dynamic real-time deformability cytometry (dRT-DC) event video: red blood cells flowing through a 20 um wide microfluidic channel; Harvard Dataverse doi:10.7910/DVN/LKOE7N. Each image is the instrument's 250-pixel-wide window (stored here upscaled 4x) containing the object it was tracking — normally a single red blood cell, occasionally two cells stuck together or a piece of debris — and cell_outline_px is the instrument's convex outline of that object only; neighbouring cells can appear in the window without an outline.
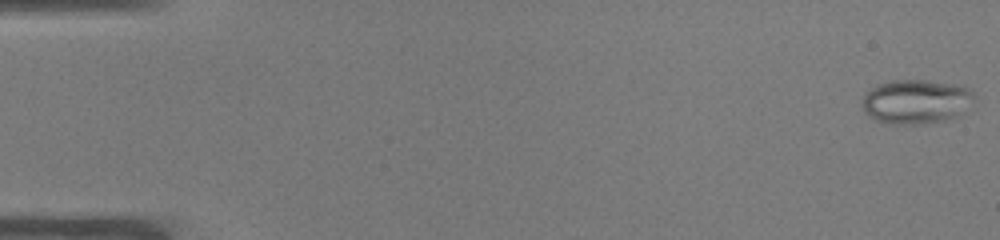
{"species": "common noctule bat (a hibernating species)", "species_latin": "Nyctalus noctula", "temperature_condition": "warm", "stored_images_in_passage": 52, "camera_frame_rate_fps": 3000, "um_per_image_px": 0.085, "animal": {"sex": "male", "body_mass_g": 19.0, "forearm_length_mm": 50.8}, "frame": {"image": 1, "passage_image": 1, "time_ms": 0.0, "image_size_px": [1000, 240], "cell_outline_px": [[976, 96], [952, 116], [944, 120], [920, 124], [896, 124], [876, 120], [864, 112], [860, 104], [864, 96], [872, 88], [880, 84], [892, 80], [924, 80], [956, 84], [972, 88]], "centroid_in_image_um": [77.81, 8.61], "position_along_channel_um": 7.2, "area_um2": 28.32}}
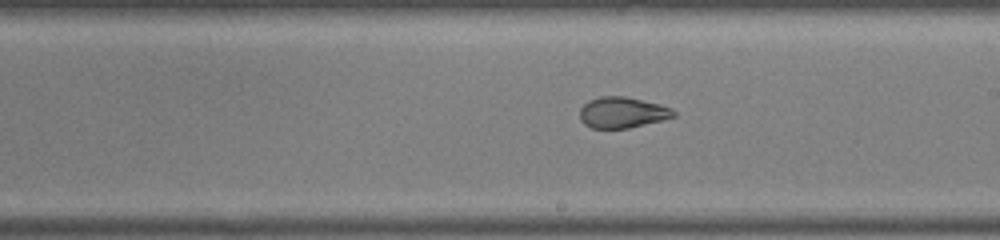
{"frame": {"image": 2, "passage_image": 30, "time_ms": 9.667, "image_size_px": [1000, 240], "cell_outline_px": [[676, 116], [664, 120], [628, 128], [592, 128], [584, 124], [580, 120], [580, 108], [588, 100], [600, 96], [624, 96], [660, 104], [672, 108], [676, 112]], "centroid_in_image_um": [52.91, 9.56], "position_along_channel_um": 236.1, "area_um2": 17.05}}
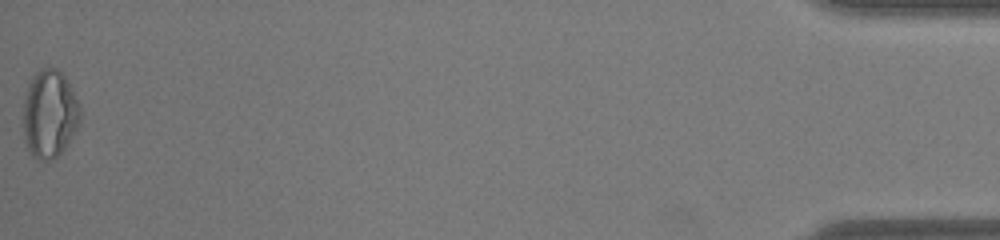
{"frame": {"image": 3, "passage_image": 52, "time_ms": 17.0, "image_size_px": [1000, 240], "cell_outline_px": [[80, 120], [76, 128], [64, 148], [52, 160], [40, 160], [32, 156], [28, 152], [24, 140], [24, 92], [32, 76], [40, 68], [56, 68], [64, 76], [80, 104]], "centroid_in_image_um": [4.18, 9.68], "position_along_channel_um": 431.0, "area_um2": 29.13}, "authors_computed_cell_mechanics": {"area_um2": 22.7732, "velocity_mm_per_s": 3.9403, "shape_relaxation_time_tau1_ms": null, "shape_relaxation_time_tau2_ms": 0.8299, "deformation_change_tau1": null, "deformation_change_tau2": 0.0663}}